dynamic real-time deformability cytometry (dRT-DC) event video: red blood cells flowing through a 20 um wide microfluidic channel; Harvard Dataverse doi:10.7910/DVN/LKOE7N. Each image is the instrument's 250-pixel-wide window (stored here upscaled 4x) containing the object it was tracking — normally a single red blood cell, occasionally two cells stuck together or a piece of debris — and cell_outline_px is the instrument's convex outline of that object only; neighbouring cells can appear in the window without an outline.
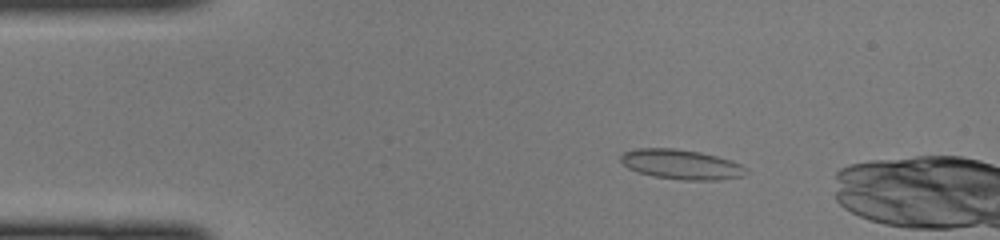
{"species": "common noctule bat (a hibernating species)", "species_latin": "Nyctalus noctula", "temperature_condition": "cold", "stored_images_in_passage": 45, "camera_frame_rate_fps": 3000, "um_per_image_px": 0.085, "animal": {"sex": "female", "body_mass_g": 22.0, "forearm_length_mm": 56.7}, "frame": {"image": 1, "passage_image": 7, "time_ms": 2.0, "image_size_px": [1000, 240], "cell_outline_px": [[748, 172], [740, 176], [716, 180], [684, 180], [652, 176], [628, 168], [620, 160], [620, 156], [624, 152], [636, 148], [676, 148], [700, 152], [732, 160], [740, 164]], "centroid_in_image_um": [57.88, 13.96], "position_along_channel_um": 27.1, "area_um2": 21.62}}
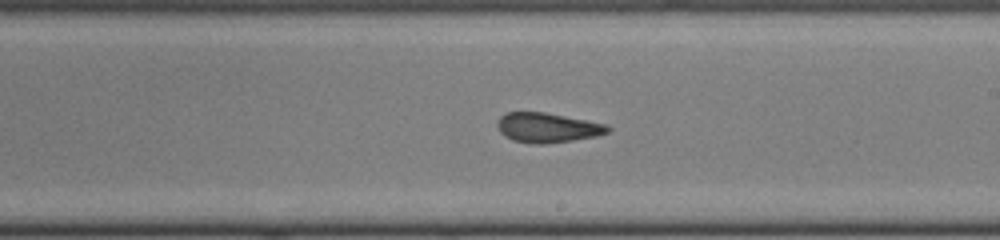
{"frame": {"image": 2, "passage_image": 26, "time_ms": 8.333, "image_size_px": [1000, 240], "cell_outline_px": [[612, 128], [608, 132], [596, 136], [572, 140], [544, 144], [532, 144], [512, 140], [504, 136], [500, 132], [496, 124], [500, 116], [504, 112], [544, 112], [608, 124]], "centroid_in_image_um": [46.51, 10.85], "position_along_channel_um": 242.5, "area_um2": 19.25}}
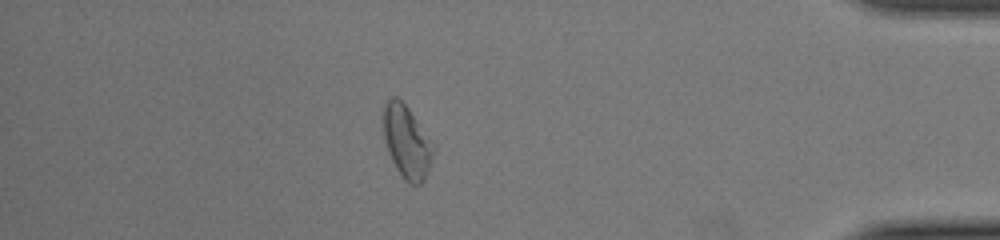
{"frame": {"image": 3, "passage_image": 40, "time_ms": 13.0, "image_size_px": [1000, 240], "cell_outline_px": [[436, 148], [428, 172], [424, 180], [420, 184], [408, 184], [404, 180], [396, 168], [388, 152], [384, 136], [384, 104], [392, 96], [396, 96], [408, 108], [436, 144]], "centroid_in_image_um": [34.62, 12.08], "position_along_channel_um": 400.6, "area_um2": 21.39}}